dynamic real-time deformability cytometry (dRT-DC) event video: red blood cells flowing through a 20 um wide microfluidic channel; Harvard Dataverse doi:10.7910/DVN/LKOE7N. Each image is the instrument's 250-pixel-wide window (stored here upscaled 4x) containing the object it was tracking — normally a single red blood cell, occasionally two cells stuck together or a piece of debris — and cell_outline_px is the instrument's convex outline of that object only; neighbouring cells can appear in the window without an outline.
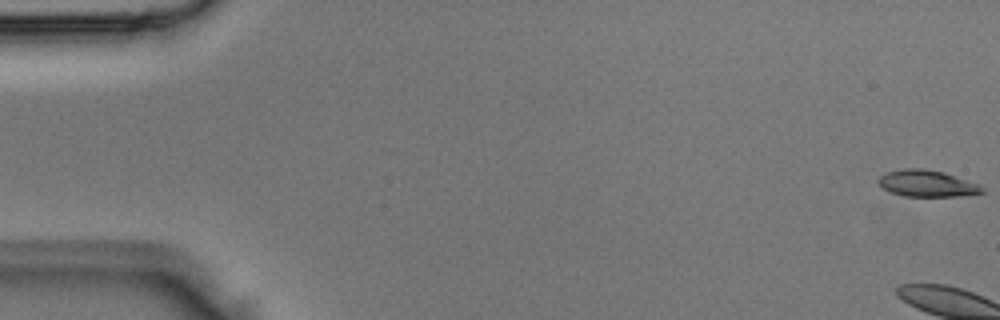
{"species": "Egyptian fruit bat (a non-hibernating species)", "species_latin": "Rousettus aegyptiacus", "temperature_condition": "room temperature", "stored_images_in_passage": 5, "segment_of_instrument_passage": [1, 2], "camera_frame_rate_fps": 3000, "um_per_image_px": 0.085, "animal": {"sex": "male"}, "frame": {"image": 1, "passage_image": 1, "time_ms": 0.0, "image_size_px": [1000, 320], "cell_outline_px": [[984, 192], [960, 196], [904, 196], [892, 192], [884, 188], [876, 180], [880, 176], [888, 172], [904, 168], [920, 168], [944, 172], [980, 184], [984, 188]], "centroid_in_image_um": [78.82, 15.59], "position_along_channel_um": 6.2, "area_um2": 15.95}}